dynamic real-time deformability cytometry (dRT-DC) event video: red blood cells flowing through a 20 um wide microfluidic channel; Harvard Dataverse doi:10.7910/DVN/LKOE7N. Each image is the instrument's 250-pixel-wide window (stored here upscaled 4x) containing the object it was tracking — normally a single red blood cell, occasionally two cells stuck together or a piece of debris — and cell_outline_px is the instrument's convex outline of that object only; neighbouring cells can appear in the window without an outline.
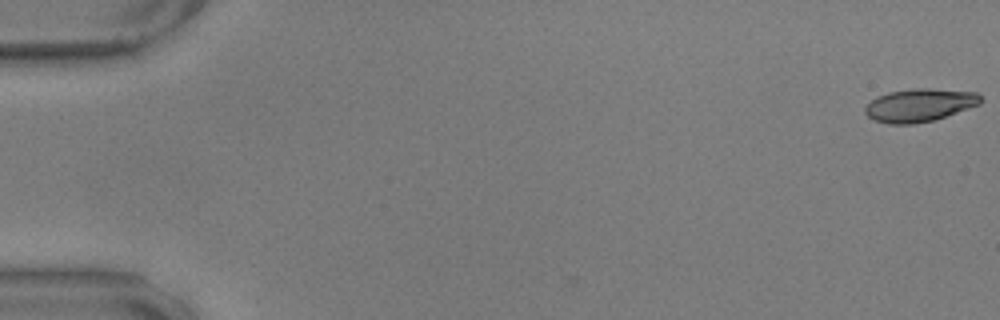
{"species": "common noctule bat (a hibernating species)", "species_latin": "Nyctalus noctula", "temperature_condition": "warm", "stored_images_in_passage": 9, "camera_frame_rate_fps": 3000, "um_per_image_px": 0.085, "animal": {"sex": "male", "body_mass_g": 17.9, "forearm_length_mm": 54.2}, "frame": {"image": 1, "passage_image": 1, "time_ms": 0.0, "image_size_px": [1000, 320], "cell_outline_px": [[980, 104], [932, 120], [912, 124], [888, 124], [872, 120], [864, 112], [864, 108], [876, 96], [888, 92], [916, 88], [928, 88], [976, 92], [980, 96]], "centroid_in_image_um": [78.1, 8.93], "position_along_channel_um": 6.9, "area_um2": 22.02}}